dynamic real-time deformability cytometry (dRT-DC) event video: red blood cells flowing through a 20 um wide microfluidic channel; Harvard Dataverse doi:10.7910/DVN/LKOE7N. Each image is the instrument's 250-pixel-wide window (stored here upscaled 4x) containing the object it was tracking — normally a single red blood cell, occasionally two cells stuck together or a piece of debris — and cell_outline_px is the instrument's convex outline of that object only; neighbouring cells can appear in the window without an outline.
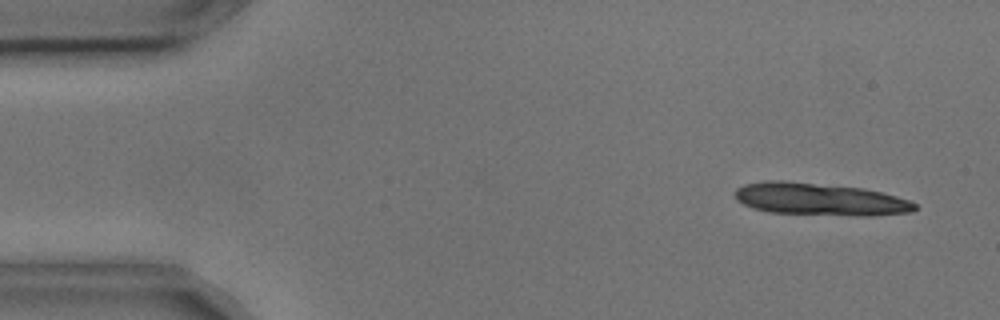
{"species": "common noctule bat (a hibernating species)", "species_latin": "Nyctalus noctula", "temperature_condition": "cold", "stored_images_in_passage": 13, "camera_frame_rate_fps": 3000, "um_per_image_px": 0.085, "animal": {"sex": "male", "body_mass_g": 17.9, "forearm_length_mm": 54.2}, "frame": {"image": 1, "passage_image": 3, "time_ms": 0.667, "image_size_px": [1000, 320], "cell_outline_px": [[916, 208], [912, 212], [872, 216], [856, 216], [768, 212], [752, 208], [736, 200], [732, 192], [736, 188], [744, 184], [764, 180], [784, 180], [864, 188], [896, 196], [908, 200], [916, 204]], "centroid_in_image_um": [69.63, 16.93], "position_along_channel_um": 15.4, "area_um2": 34.33}}